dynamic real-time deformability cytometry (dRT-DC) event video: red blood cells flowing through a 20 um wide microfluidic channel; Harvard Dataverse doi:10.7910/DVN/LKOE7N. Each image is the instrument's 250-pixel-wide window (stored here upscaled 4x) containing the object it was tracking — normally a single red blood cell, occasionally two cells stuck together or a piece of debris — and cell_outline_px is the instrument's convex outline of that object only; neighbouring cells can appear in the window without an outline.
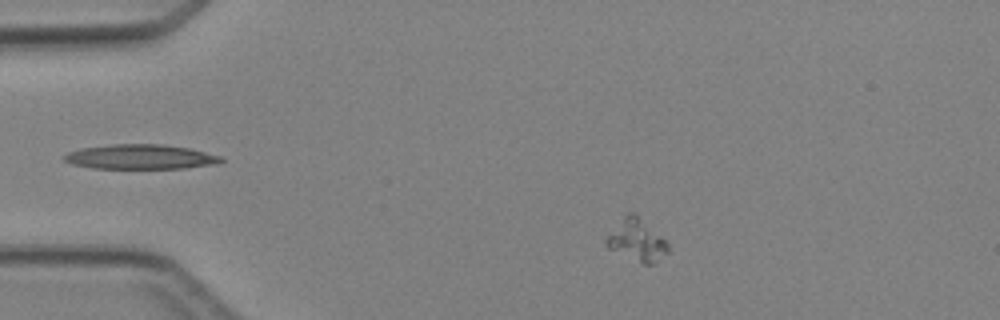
{"species": "Egyptian fruit bat (a non-hibernating species)", "species_latin": "Rousettus aegyptiacus", "temperature_condition": "cold", "stored_images_in_passage": 3, "camera_frame_rate_fps": 3000, "um_per_image_px": 0.085, "animal": {"sex": "female"}, "frame": {"image": 1, "passage_image": 1, "time_ms": 0.0, "image_size_px": [1000, 320], "cell_outline_px": [[668, 252], [652, 264], [644, 264], [608, 248], [604, 244], [604, 240], [624, 216], [628, 212], [636, 212], [668, 244]], "centroid_in_image_um": [54.11, 20.4], "position_along_channel_um": 30.9, "area_um2": 14.68}}